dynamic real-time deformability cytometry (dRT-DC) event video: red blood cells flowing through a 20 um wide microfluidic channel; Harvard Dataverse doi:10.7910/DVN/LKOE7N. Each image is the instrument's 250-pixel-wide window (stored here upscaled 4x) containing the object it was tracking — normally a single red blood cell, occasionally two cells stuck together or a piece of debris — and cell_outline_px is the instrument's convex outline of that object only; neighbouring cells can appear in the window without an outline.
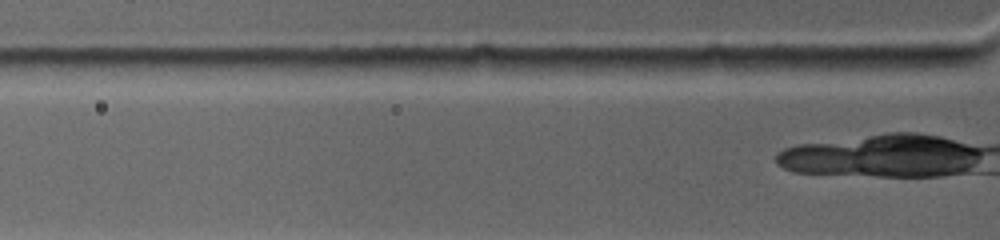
{"species": "common noctule bat (a hibernating species)", "species_latin": "Nyctalus noctula", "temperature_condition": "warm", "stored_images_in_passage": 4, "camera_frame_rate_fps": 4500, "um_per_image_px": 0.085, "animal": {"sex": "female", "body_mass_g": 19.0, "forearm_length_mm": 53.3}, "frame": {"image": 1, "passage_image": 2, "time_ms": 0.444, "image_size_px": [1000, 240], "cell_outline_px": [[732, 68], [644, 76], [612, 68], [616, 64], [624, 60], [708, 56], [724, 56]], "centroid_in_image_um": [57.17, 5.54], "position_along_channel_um": 68.6, "area_um2": 11.68}}